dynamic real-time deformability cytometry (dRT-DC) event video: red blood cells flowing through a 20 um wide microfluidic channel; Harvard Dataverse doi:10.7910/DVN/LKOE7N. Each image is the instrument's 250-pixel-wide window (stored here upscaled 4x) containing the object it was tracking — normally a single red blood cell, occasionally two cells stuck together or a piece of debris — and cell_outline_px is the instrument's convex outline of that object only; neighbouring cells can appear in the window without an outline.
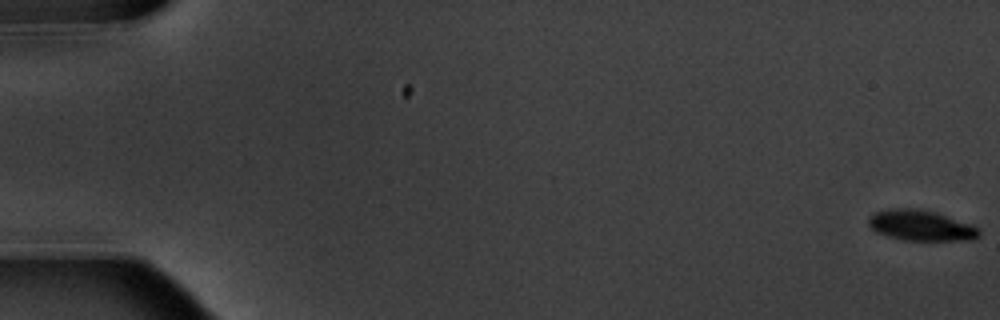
{"species": "common noctule bat (a hibernating species)", "species_latin": "Nyctalus noctula", "temperature_condition": "warm", "stored_images_in_passage": 7, "camera_frame_rate_fps": 3000, "um_per_image_px": 0.085, "animal": {"sex": "male", "body_mass_g": 20.1, "forearm_length_mm": 53.5}, "frame": {"image": 1, "passage_image": 1, "time_ms": 0.0, "image_size_px": [1000, 320], "cell_outline_px": [[980, 236], [972, 240], [904, 240], [888, 236], [876, 232], [868, 224], [868, 216], [872, 212], [888, 208], [916, 208], [936, 212], [972, 224], [980, 228]], "centroid_in_image_um": [78.27, 19.15], "position_along_channel_um": 6.7, "area_um2": 20.0}}